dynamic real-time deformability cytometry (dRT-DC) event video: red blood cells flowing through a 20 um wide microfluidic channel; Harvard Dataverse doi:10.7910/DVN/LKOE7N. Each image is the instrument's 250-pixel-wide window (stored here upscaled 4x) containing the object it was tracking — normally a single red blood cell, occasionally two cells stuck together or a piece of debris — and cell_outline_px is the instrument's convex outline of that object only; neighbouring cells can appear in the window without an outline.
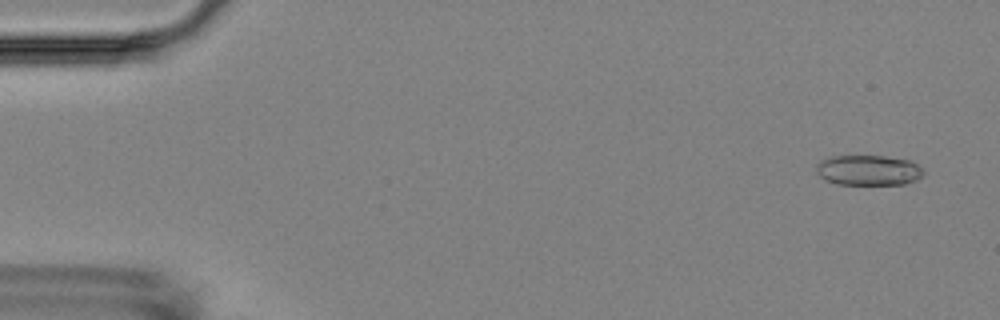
{"species": "Egyptian fruit bat (a non-hibernating species)", "species_latin": "Rousettus aegyptiacus", "temperature_condition": "room temperature", "stored_images_in_passage": 8, "camera_frame_rate_fps": 3000, "um_per_image_px": 0.085, "animal": {"sex": "female"}, "frame": {"image": 1, "passage_image": 1, "time_ms": 0.0, "image_size_px": [1000, 320], "cell_outline_px": [[924, 176], [916, 180], [904, 184], [836, 184], [824, 180], [816, 172], [816, 164], [820, 160], [832, 156], [884, 156], [912, 160], [924, 172]], "centroid_in_image_um": [73.8, 14.47], "position_along_channel_um": 11.2, "area_um2": 19.07}}
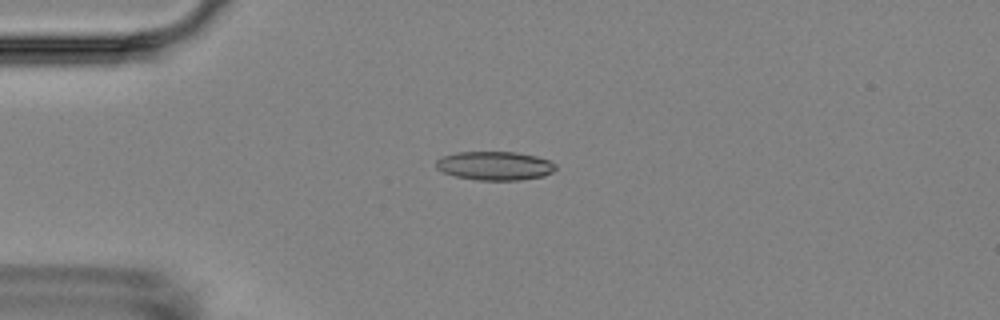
{"frame": {"image": 2, "passage_image": 4, "time_ms": 3.667, "image_size_px": [1000, 320], "cell_outline_px": [[556, 168], [552, 172], [544, 176], [520, 180], [480, 180], [456, 176], [444, 172], [436, 168], [436, 160], [444, 156], [456, 152], [516, 152], [536, 156], [548, 160], [556, 164]], "centroid_in_image_um": [42.08, 14.09], "position_along_channel_um": 42.9, "area_um2": 19.94}}
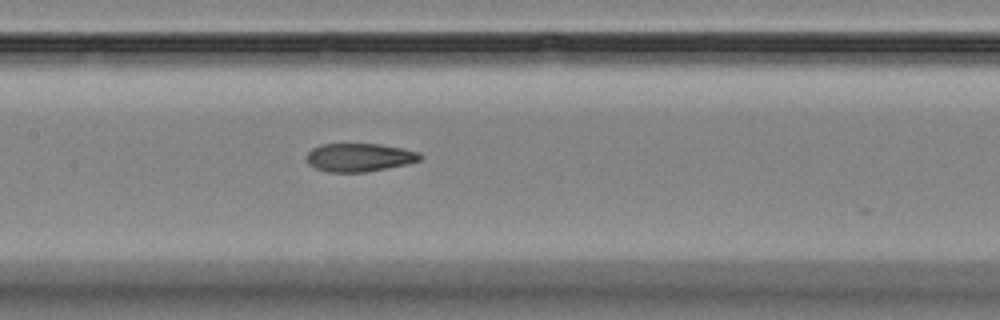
{"frame": {"image": 3, "passage_image": 8, "time_ms": 8.0, "image_size_px": [1000, 320], "cell_outline_px": [[424, 156], [420, 160], [408, 164], [364, 172], [328, 172], [316, 168], [308, 164], [308, 152], [312, 148], [320, 144], [380, 144], [404, 148], [420, 152]], "centroid_in_image_um": [30.59, 13.37], "position_along_channel_um": 176.8, "area_um2": 18.79}}